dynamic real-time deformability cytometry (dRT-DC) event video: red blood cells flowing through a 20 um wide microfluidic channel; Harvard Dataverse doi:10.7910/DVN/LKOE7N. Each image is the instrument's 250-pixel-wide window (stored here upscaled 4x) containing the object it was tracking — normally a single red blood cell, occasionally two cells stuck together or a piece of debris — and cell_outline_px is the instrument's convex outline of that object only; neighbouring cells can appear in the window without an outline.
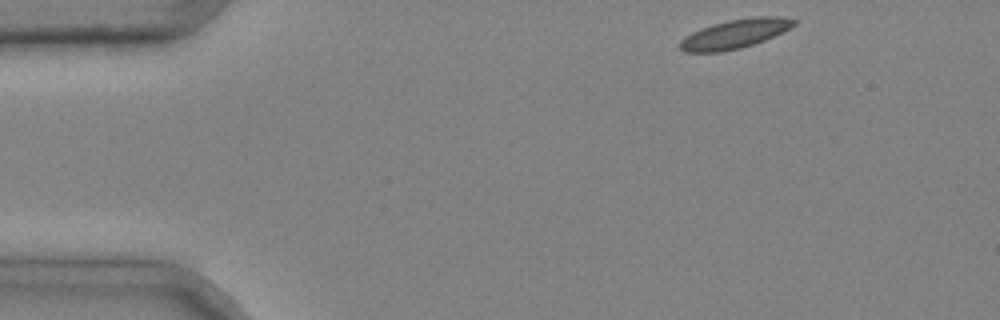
{"species": "common noctule bat (a hibernating species)", "species_latin": "Nyctalus noctula", "temperature_condition": "cold", "stored_images_in_passage": 3, "camera_frame_rate_fps": 3000, "um_per_image_px": 0.085, "animal": {"sex": "male", "body_mass_g": 20.4}, "frame": {"image": 1, "passage_image": 1, "time_ms": 0.0, "image_size_px": [1000, 320], "cell_outline_px": [[800, 20], [796, 24], [764, 40], [740, 48], [720, 52], [684, 52], [676, 48], [676, 44], [684, 36], [692, 32], [712, 24], [728, 20], [756, 16], [780, 16]], "centroid_in_image_um": [62.4, 2.88], "position_along_channel_um": 22.6, "area_um2": 19.42}}